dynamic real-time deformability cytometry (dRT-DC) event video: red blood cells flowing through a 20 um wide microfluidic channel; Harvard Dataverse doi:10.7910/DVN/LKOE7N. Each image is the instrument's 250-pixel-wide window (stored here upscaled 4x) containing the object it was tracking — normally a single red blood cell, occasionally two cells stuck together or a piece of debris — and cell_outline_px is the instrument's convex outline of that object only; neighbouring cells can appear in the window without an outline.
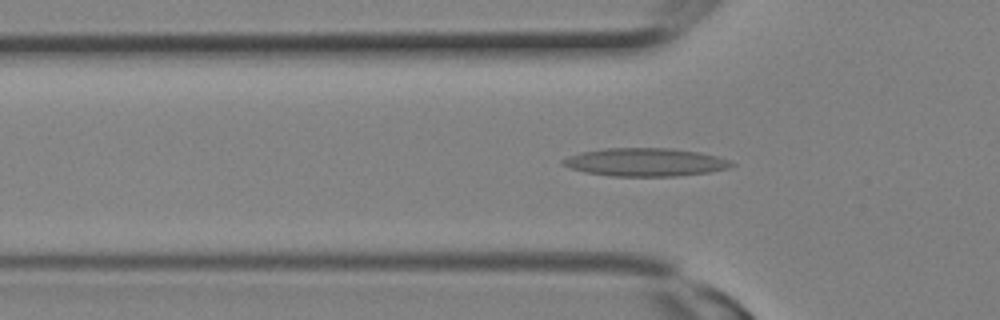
{"species": "Egyptian fruit bat (a non-hibernating species)", "species_latin": "Rousettus aegyptiacus", "temperature_condition": "room temperature", "stored_images_in_passage": 5, "camera_frame_rate_fps": 3000, "um_per_image_px": 0.085, "animal": {"sex": "female"}, "frame": {"image": 1, "passage_image": 3, "time_ms": 0.667, "image_size_px": [1000, 320], "cell_outline_px": [[736, 164], [728, 168], [708, 172], [676, 176], [612, 176], [584, 172], [560, 164], [560, 160], [568, 156], [580, 152], [604, 148], [672, 148], [700, 152], [732, 160]], "centroid_in_image_um": [54.84, 13.78], "position_along_channel_um": 71.0, "area_um2": 27.8}}